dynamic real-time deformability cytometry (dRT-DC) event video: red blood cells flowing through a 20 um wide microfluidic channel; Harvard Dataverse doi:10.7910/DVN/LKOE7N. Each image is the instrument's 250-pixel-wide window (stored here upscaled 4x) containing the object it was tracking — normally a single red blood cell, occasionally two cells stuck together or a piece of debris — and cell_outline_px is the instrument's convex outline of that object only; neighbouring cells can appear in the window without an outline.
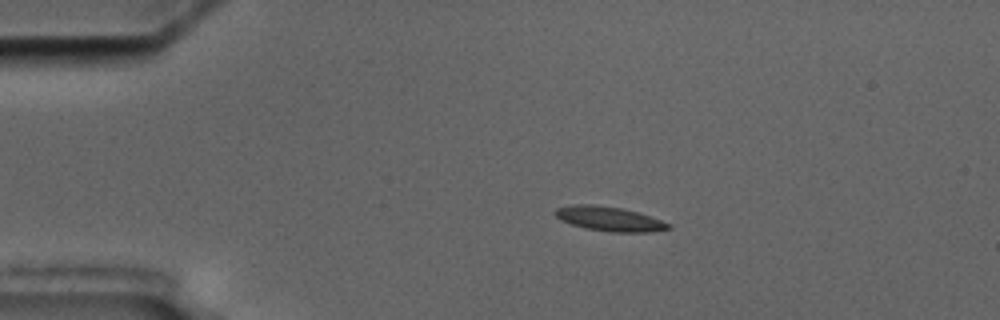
{"species": "common noctule bat (a hibernating species)", "species_latin": "Nyctalus noctula", "temperature_condition": "cold", "stored_images_in_passage": 8, "camera_frame_rate_fps": 3000, "um_per_image_px": 0.085, "animal": {"sex": "male", "body_mass_g": 17.5, "forearm_length_mm": 52.3}, "frame": {"image": 1, "passage_image": 3, "time_ms": 2.333, "image_size_px": [1000, 320], "cell_outline_px": [[672, 228], [652, 232], [612, 232], [584, 228], [560, 220], [556, 216], [556, 208], [576, 204], [592, 204], [624, 208], [672, 224]], "centroid_in_image_um": [51.81, 18.6], "position_along_channel_um": 33.2, "area_um2": 16.07}}
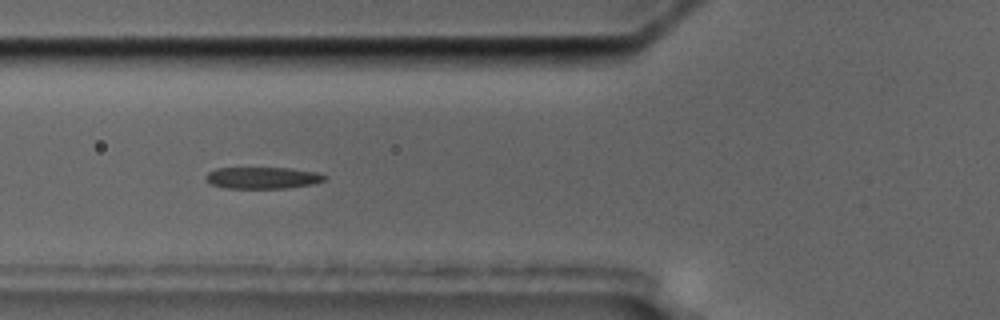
{"frame": {"image": 2, "passage_image": 6, "time_ms": 5.667, "image_size_px": [1000, 320], "cell_outline_px": [[328, 176], [324, 180], [312, 184], [288, 188], [228, 188], [212, 184], [204, 180], [204, 176], [208, 172], [216, 168], [292, 168], [316, 172]], "centroid_in_image_um": [22.31, 15.11], "position_along_channel_um": 103.5, "area_um2": 15.03}}
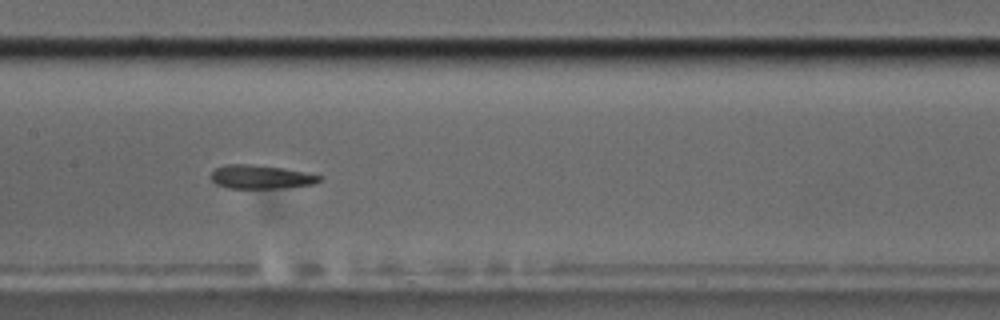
{"frame": {"image": 3, "passage_image": 8, "time_ms": 8.0, "image_size_px": [1000, 320], "cell_outline_px": [[320, 180], [312, 184], [280, 188], [228, 188], [216, 184], [208, 176], [216, 168], [228, 164], [252, 164], [284, 168], [304, 172], [320, 176]], "centroid_in_image_um": [22.1, 15.03], "position_along_channel_um": 185.3, "area_um2": 14.85}}